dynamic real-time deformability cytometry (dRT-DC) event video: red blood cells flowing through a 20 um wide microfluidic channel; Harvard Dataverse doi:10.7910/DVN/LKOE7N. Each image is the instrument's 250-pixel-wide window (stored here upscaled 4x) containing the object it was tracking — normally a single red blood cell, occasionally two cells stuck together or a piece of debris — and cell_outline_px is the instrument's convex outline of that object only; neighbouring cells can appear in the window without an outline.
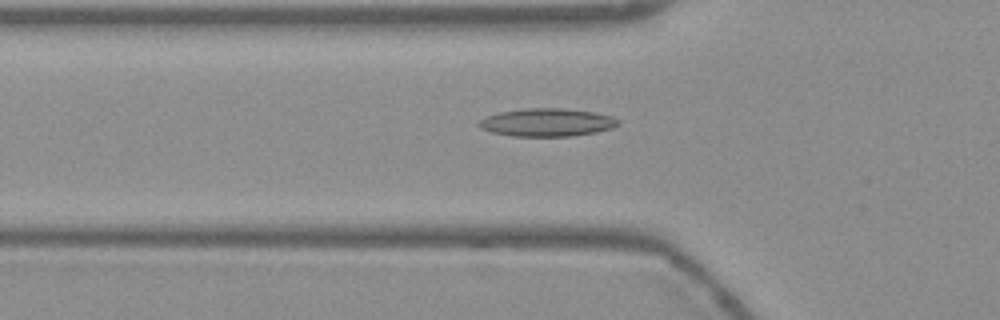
{"species": "Egyptian fruit bat (a non-hibernating species)", "species_latin": "Rousettus aegyptiacus", "temperature_condition": "warm", "stored_images_in_passage": 50, "camera_frame_rate_fps": 3000, "um_per_image_px": 0.085, "frame": {"image": 1, "passage_image": 18, "time_ms": 5.667, "image_size_px": [1000, 320], "cell_outline_px": [[620, 124], [612, 128], [596, 132], [572, 136], [512, 136], [492, 132], [480, 128], [476, 124], [480, 120], [488, 116], [500, 112], [524, 108], [564, 108], [592, 112], [612, 116], [620, 120]], "centroid_in_image_um": [46.51, 10.4], "position_along_channel_um": 79.3, "area_um2": 22.72}}
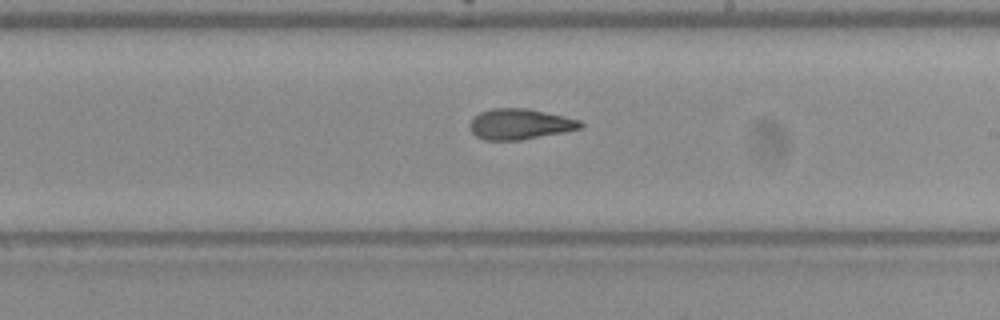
{"frame": {"image": 2, "passage_image": 31, "time_ms": 10.0, "image_size_px": [1000, 320], "cell_outline_px": [[584, 128], [564, 132], [520, 140], [484, 140], [476, 136], [468, 128], [468, 124], [472, 116], [480, 112], [492, 108], [524, 108], [564, 116], [580, 120], [584, 124]], "centroid_in_image_um": [44.16, 10.55], "position_along_channel_um": 244.8, "area_um2": 19.94}}
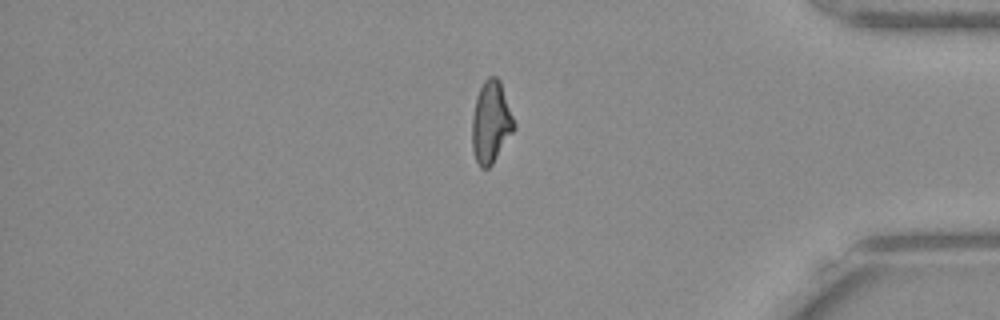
{"frame": {"image": 3, "passage_image": 45, "time_ms": 14.667, "image_size_px": [1000, 320], "cell_outline_px": [[516, 128], [492, 164], [488, 168], [480, 168], [476, 160], [472, 148], [472, 116], [476, 96], [484, 80], [488, 76], [496, 76], [500, 80], [516, 124]], "centroid_in_image_um": [41.73, 10.38], "position_along_channel_um": 393.5, "area_um2": 20.17}}